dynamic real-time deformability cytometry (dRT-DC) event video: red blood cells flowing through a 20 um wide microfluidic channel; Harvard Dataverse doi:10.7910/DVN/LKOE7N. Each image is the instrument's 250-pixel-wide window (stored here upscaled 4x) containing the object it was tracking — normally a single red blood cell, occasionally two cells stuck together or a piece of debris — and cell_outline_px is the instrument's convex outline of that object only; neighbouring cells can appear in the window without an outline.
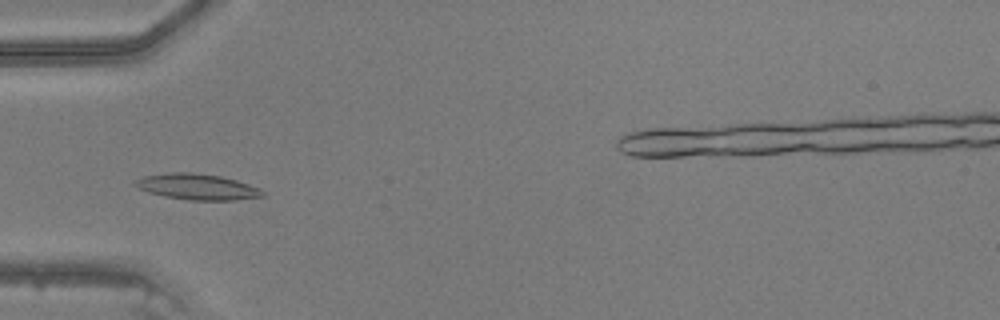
{"species": "common noctule bat (a hibernating species)", "species_latin": "Nyctalus noctula", "temperature_condition": "warm", "stored_images_in_passage": 46, "camera_frame_rate_fps": 3000, "um_per_image_px": 0.085, "animal": {"sex": "male", "body_mass_g": 20.5, "forearm_length_mm": 52.5}, "frame": {"image": 1, "passage_image": 14, "time_ms": 4.333, "image_size_px": [1000, 320], "cell_outline_px": [[264, 196], [236, 200], [188, 200], [164, 196], [148, 192], [136, 188], [132, 184], [136, 180], [144, 176], [168, 172], [192, 172], [220, 176], [236, 180], [260, 188], [264, 192]], "centroid_in_image_um": [16.74, 15.87], "position_along_channel_um": 68.3, "area_um2": 19.31}}
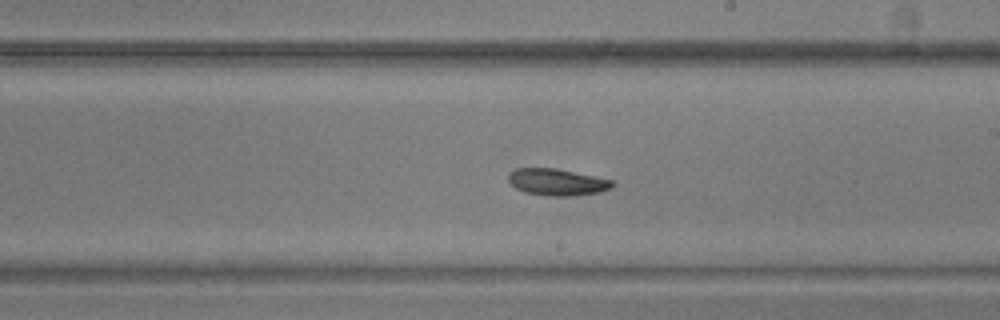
{"frame": {"image": 2, "passage_image": 26, "time_ms": 8.333, "image_size_px": [1000, 320], "cell_outline_px": [[616, 184], [600, 192], [576, 196], [544, 196], [524, 192], [516, 188], [508, 180], [508, 172], [516, 168], [556, 168], [612, 180]], "centroid_in_image_um": [47.32, 15.48], "position_along_channel_um": 241.7, "area_um2": 16.3}}
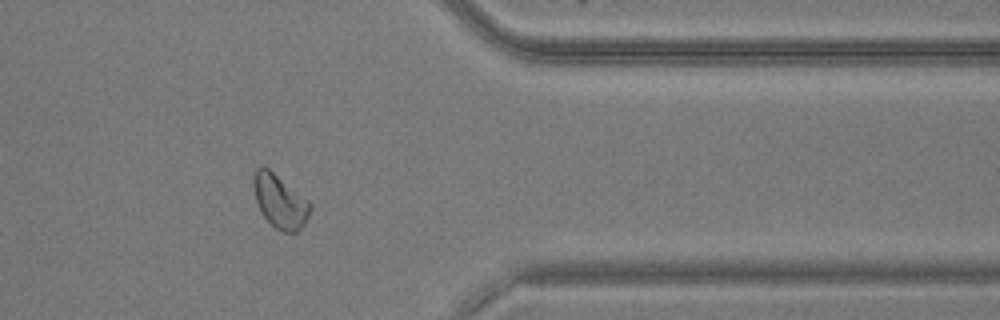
{"frame": {"image": 3, "passage_image": 37, "time_ms": 12.0, "image_size_px": [1000, 320], "cell_outline_px": [[312, 208], [304, 224], [296, 232], [284, 232], [276, 228], [260, 212], [256, 200], [252, 184], [252, 176], [256, 168], [268, 168], [308, 200], [312, 204]], "centroid_in_image_um": [23.78, 17.11], "position_along_channel_um": 387.6, "area_um2": 17.46}}